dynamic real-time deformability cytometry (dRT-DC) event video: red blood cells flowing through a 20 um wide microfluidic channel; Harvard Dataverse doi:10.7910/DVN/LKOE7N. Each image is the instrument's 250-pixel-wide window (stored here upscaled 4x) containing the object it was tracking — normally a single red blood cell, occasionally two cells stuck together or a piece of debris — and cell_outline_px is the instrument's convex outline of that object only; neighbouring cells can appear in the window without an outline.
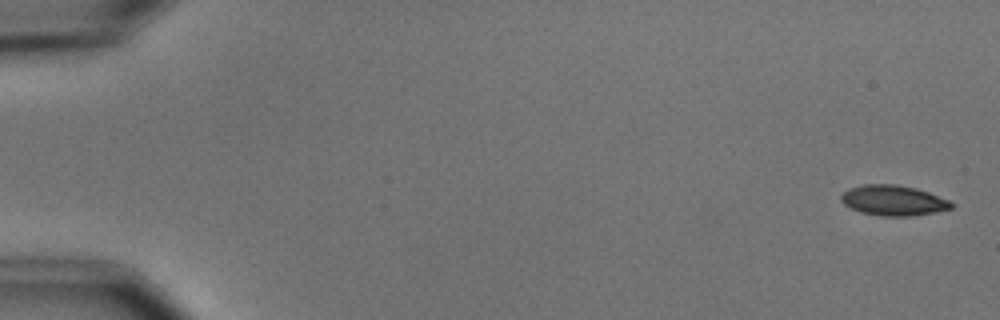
{"species": "common noctule bat (a hibernating species)", "species_latin": "Nyctalus noctula", "temperature_condition": "cold", "stored_images_in_passage": 8, "camera_frame_rate_fps": 3000, "um_per_image_px": 0.085, "animal": {"sex": "male", "body_mass_g": 15.6}, "frame": {"image": 1, "passage_image": 1, "time_ms": 0.0, "image_size_px": [1000, 320], "cell_outline_px": [[956, 204], [952, 208], [912, 216], [884, 216], [860, 212], [844, 204], [840, 200], [840, 196], [848, 188], [864, 184], [896, 184], [916, 188], [928, 192], [948, 200]], "centroid_in_image_um": [75.92, 17.03], "position_along_channel_um": 9.1, "area_um2": 19.42}}
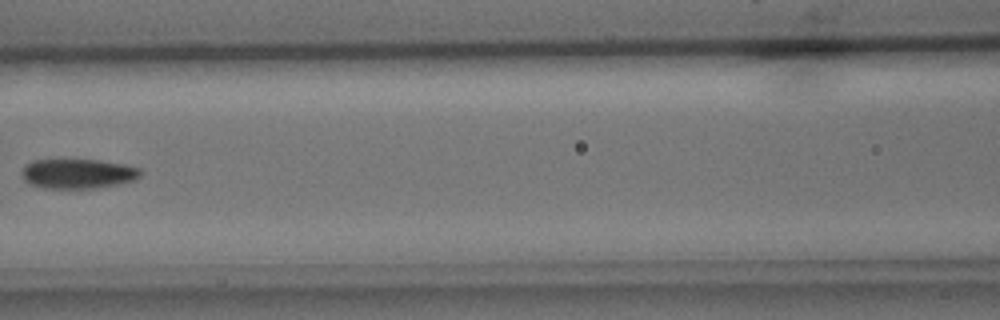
{"frame": {"image": 2, "passage_image": 7, "time_ms": 8.0, "image_size_px": [1000, 320], "cell_outline_px": [[144, 172], [140, 176], [132, 180], [116, 184], [96, 188], [44, 188], [28, 184], [20, 176], [24, 164], [32, 160], [100, 160], [128, 164], [140, 168]], "centroid_in_image_um": [6.6, 14.75], "position_along_channel_um": 160.0, "area_um2": 20.81}}
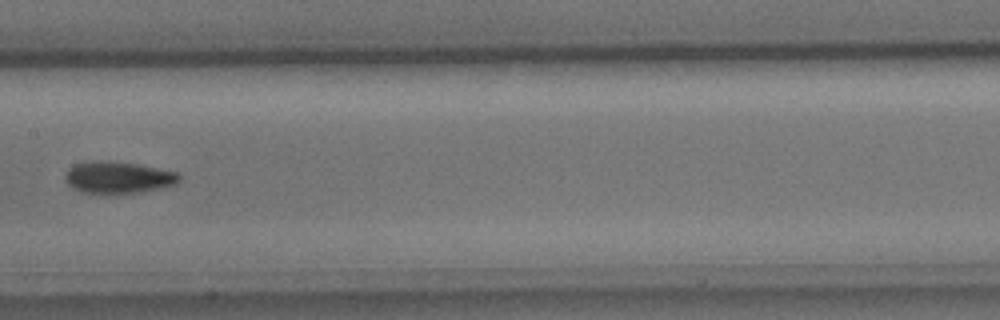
{"frame": {"image": 3, "passage_image": 8, "time_ms": 9.0, "image_size_px": [1000, 320], "cell_outline_px": [[180, 180], [176, 184], [160, 188], [140, 192], [80, 192], [72, 188], [68, 184], [64, 176], [68, 168], [72, 164], [92, 160], [108, 160], [136, 164], [180, 172]], "centroid_in_image_um": [10.03, 15.05], "position_along_channel_um": 197.4, "area_um2": 21.15}}